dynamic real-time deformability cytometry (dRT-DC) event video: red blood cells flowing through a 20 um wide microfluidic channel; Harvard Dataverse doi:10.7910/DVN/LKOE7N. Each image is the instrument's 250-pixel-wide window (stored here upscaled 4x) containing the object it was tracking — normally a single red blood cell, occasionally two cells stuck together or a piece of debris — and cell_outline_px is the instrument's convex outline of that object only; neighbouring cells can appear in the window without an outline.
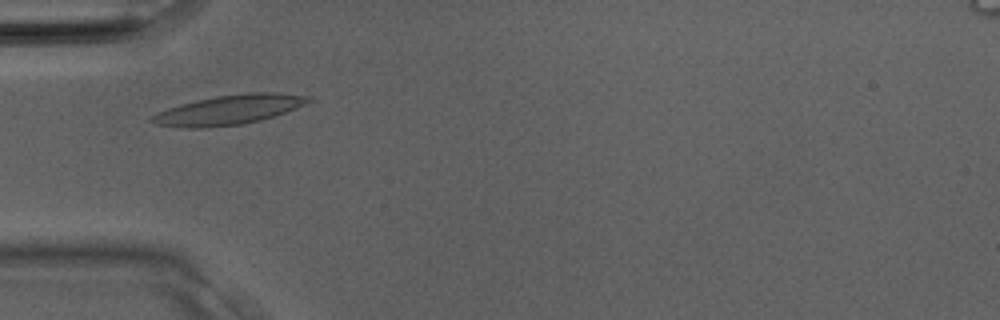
{"species": "Egyptian fruit bat (a non-hibernating species)", "species_latin": "Rousettus aegyptiacus", "temperature_condition": "room temperature", "stored_images_in_passage": 29, "camera_frame_rate_fps": 3000, "um_per_image_px": 0.085, "animal": {"sex": "male"}, "frame": {"image": 1, "passage_image": 7, "time_ms": 2.0, "image_size_px": [1000, 320], "cell_outline_px": [[312, 100], [296, 108], [260, 120], [244, 124], [204, 128], [188, 128], [156, 124], [148, 120], [148, 116], [156, 112], [180, 104], [196, 100], [216, 96], [248, 92], [276, 92], [312, 96]], "centroid_in_image_um": [19.42, 9.33], "position_along_channel_um": 65.6, "area_um2": 27.11}}
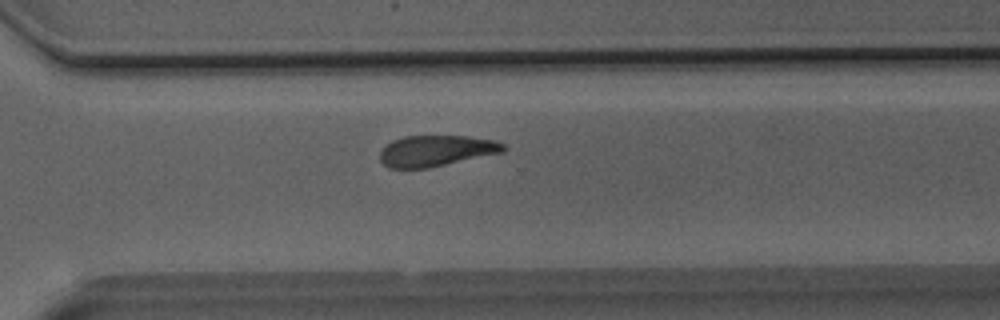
{"frame": {"image": 2, "passage_image": 20, "time_ms": 6.333, "image_size_px": [1000, 320], "cell_outline_px": [[508, 148], [504, 152], [428, 168], [388, 168], [380, 160], [380, 148], [392, 140], [404, 136], [468, 136], [496, 140], [504, 144]], "centroid_in_image_um": [37.08, 12.81], "position_along_channel_um": 333.5, "area_um2": 22.54}}
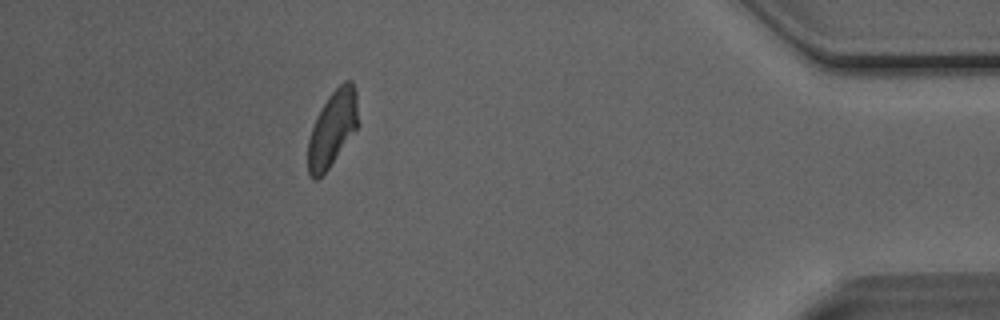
{"frame": {"image": 3, "passage_image": 26, "time_ms": 8.333, "image_size_px": [1000, 320], "cell_outline_px": [[360, 124], [328, 168], [316, 180], [312, 180], [308, 176], [308, 140], [316, 116], [328, 96], [344, 80], [352, 80], [356, 92]], "centroid_in_image_um": [28.27, 10.91], "position_along_channel_um": 406.9, "area_um2": 22.2}}